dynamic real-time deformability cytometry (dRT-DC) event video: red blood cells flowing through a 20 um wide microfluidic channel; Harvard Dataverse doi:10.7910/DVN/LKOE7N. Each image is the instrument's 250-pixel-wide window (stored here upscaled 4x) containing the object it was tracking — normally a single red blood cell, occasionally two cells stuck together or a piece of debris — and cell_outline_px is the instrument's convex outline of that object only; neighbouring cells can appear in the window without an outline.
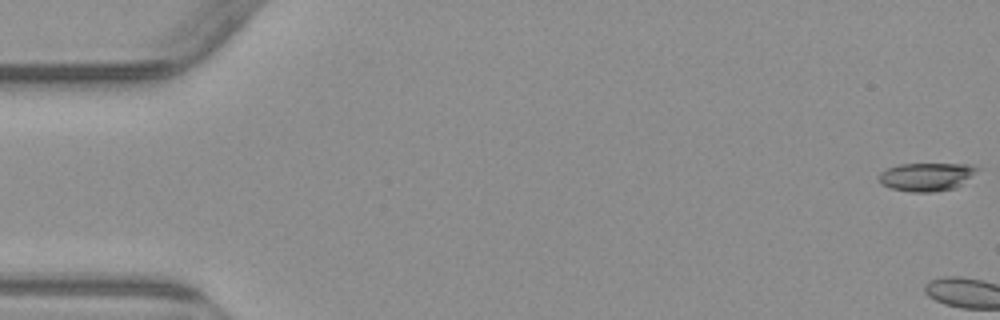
{"species": "common noctule bat (a hibernating species)", "species_latin": "Nyctalus noctula", "temperature_condition": "warm", "stored_images_in_passage": 6, "camera_frame_rate_fps": 3000, "um_per_image_px": 0.085, "animal": {"sex": "male", "body_mass_g": 23.1, "forearm_length_mm": 52.7}, "frame": {"image": 1, "passage_image": 1, "time_ms": 0.0, "image_size_px": [1000, 320], "cell_outline_px": [[980, 168], [956, 188], [932, 192], [912, 192], [892, 188], [880, 184], [876, 176], [880, 172], [888, 168], [900, 164], [972, 164]], "centroid_in_image_um": [78.71, 15.02], "position_along_channel_um": 6.3, "area_um2": 16.18}}